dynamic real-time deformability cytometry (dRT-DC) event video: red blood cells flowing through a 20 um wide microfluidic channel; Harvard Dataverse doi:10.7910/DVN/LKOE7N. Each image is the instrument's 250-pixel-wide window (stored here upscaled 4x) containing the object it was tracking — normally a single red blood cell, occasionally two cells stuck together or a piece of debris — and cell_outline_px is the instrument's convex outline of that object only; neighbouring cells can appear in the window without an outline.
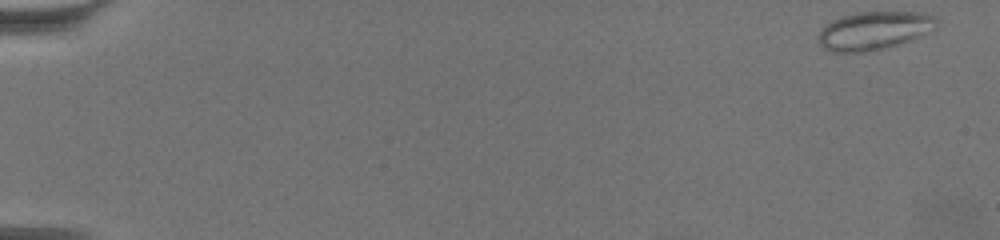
{"species": "common noctule bat (a hibernating species)", "species_latin": "Nyctalus noctula", "temperature_condition": "warm", "stored_images_in_passage": 62, "camera_frame_rate_fps": 3000, "um_per_image_px": 0.085, "animal": {"sex": "female", "body_mass_g": 19.5, "forearm_length_mm": 54.1}, "frame": {"image": 1, "passage_image": 1, "time_ms": 0.0, "image_size_px": [1000, 240], "cell_outline_px": [[936, 28], [932, 32], [924, 36], [884, 48], [868, 52], [828, 52], [816, 40], [816, 36], [832, 20], [844, 16], [860, 12], [924, 12], [936, 16]], "centroid_in_image_um": [74.33, 2.61], "position_along_channel_um": 10.7, "area_um2": 26.59}}
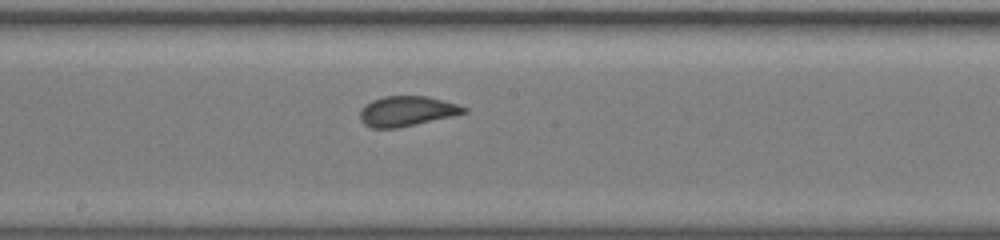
{"frame": {"image": 2, "passage_image": 35, "time_ms": 11.333, "image_size_px": [1000, 240], "cell_outline_px": [[468, 112], [452, 116], [416, 124], [396, 128], [372, 128], [364, 124], [360, 120], [360, 112], [364, 104], [372, 100], [384, 96], [428, 96], [444, 100], [468, 108]], "centroid_in_image_um": [34.57, 9.44], "position_along_channel_um": 213.6, "area_um2": 18.21}}
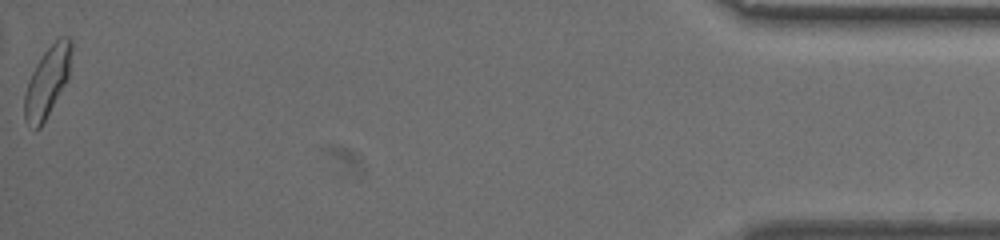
{"frame": {"image": 3, "passage_image": 62, "time_ms": 20.333, "image_size_px": [1000, 240], "cell_outline_px": [[72, 48], [68, 80], [40, 128], [36, 128], [24, 120], [24, 96], [32, 72], [36, 64], [44, 52], [60, 36], [72, 36]], "centroid_in_image_um": [4.05, 6.9], "position_along_channel_um": 431.2, "area_um2": 18.96}, "authors_computed_cell_mechanics": {"area_um2": 18.7272, "velocity_mm_per_s": 3.3817, "shape_relaxation_time_tau1_ms": 11.1387, "shape_relaxation_time_tau2_ms": null, "deformation_change_tau1": 0.1747, "deformation_change_tau2": null}}